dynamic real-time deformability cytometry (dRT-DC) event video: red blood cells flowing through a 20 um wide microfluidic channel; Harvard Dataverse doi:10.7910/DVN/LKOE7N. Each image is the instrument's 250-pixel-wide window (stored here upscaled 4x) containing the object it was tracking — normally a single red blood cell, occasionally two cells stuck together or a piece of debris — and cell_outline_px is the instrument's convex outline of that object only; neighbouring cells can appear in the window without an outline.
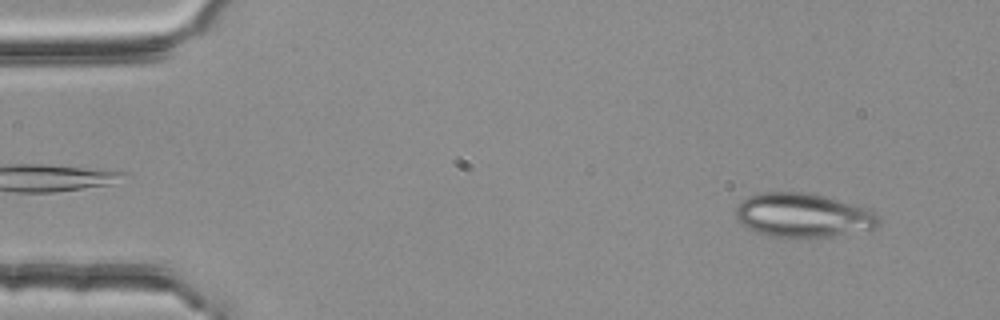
{"species": "common noctule bat (a hibernating species)", "species_latin": "Nyctalus noctula", "temperature_condition": "room temperature", "stored_images_in_passage": 53, "camera_frame_rate_fps": 3000, "um_per_image_px": 0.085, "animal": {"sex": "female", "body_mass_g": 25.1}, "frame": {"image": 1, "passage_image": 4, "time_ms": 1.0, "image_size_px": [1000, 320], "cell_outline_px": [[880, 224], [876, 228], [828, 236], [772, 236], [756, 232], [748, 228], [736, 216], [736, 204], [740, 200], [748, 196], [764, 192], [800, 192], [824, 196], [872, 208], [880, 216]], "centroid_in_image_um": [68.3, 18.27], "position_along_channel_um": 16.7, "area_um2": 36.47}}
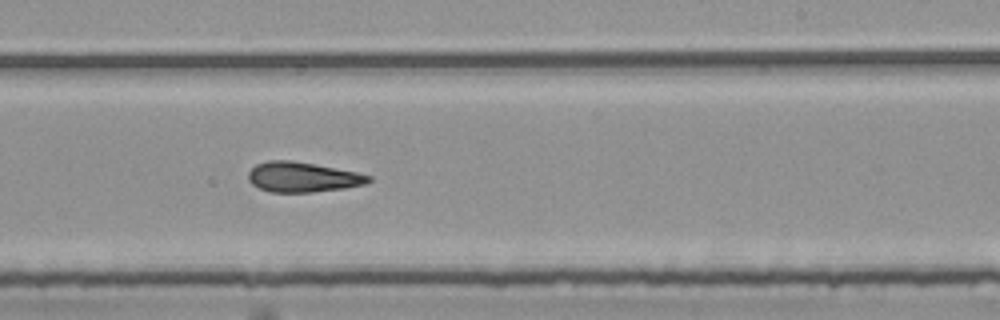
{"frame": {"image": 2, "passage_image": 32, "time_ms": 10.333, "image_size_px": [1000, 320], "cell_outline_px": [[372, 180], [364, 184], [344, 188], [312, 192], [272, 192], [260, 188], [252, 184], [248, 180], [248, 172], [256, 164], [268, 160], [292, 160], [316, 164], [356, 172], [372, 176]], "centroid_in_image_um": [25.71, 15.04], "position_along_channel_um": 263.3, "area_um2": 21.04}}
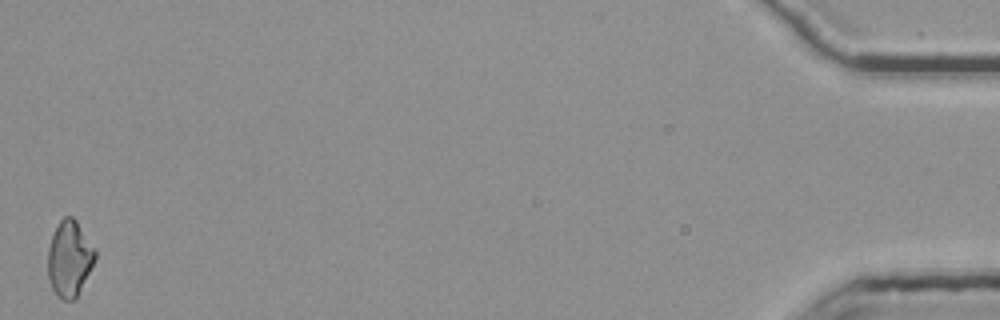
{"frame": {"image": 3, "passage_image": 53, "time_ms": 17.333, "image_size_px": [1000, 320], "cell_outline_px": [[96, 256], [76, 296], [72, 300], [64, 300], [56, 296], [52, 288], [48, 276], [48, 248], [52, 236], [60, 220], [64, 216], [72, 216], [76, 220], [96, 248]], "centroid_in_image_um": [5.89, 21.95], "position_along_channel_um": 429.3, "area_um2": 20.58}, "authors_computed_cell_mechanics": {"area_um2": 21.4438, "velocity_mm_per_s": 3.7721, "shape_relaxation_time_tau1_ms": null, "shape_relaxation_time_tau2_ms": 4.71, "deformation_change_tau1": null, "deformation_change_tau2": 0.1513}}